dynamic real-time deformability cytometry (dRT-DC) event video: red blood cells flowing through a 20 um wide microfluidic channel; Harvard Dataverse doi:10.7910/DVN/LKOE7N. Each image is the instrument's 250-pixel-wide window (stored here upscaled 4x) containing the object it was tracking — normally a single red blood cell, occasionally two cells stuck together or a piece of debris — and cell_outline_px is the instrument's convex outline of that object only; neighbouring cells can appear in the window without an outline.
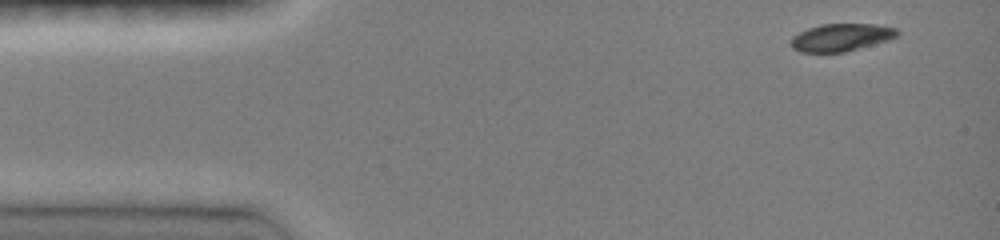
{"species": "common noctule bat (a hibernating species)", "species_latin": "Nyctalus noctula", "temperature_condition": "room temperature", "stored_images_in_passage": 5, "camera_frame_rate_fps": 3000, "um_per_image_px": 0.085, "animal": {"sex": "female", "body_mass_g": 19.0, "forearm_length_mm": 51.5}, "frame": {"image": 1, "passage_image": 1, "time_ms": 0.0, "image_size_px": [1000, 240], "cell_outline_px": [[900, 32], [896, 36], [888, 40], [844, 52], [800, 52], [792, 48], [792, 36], [808, 28], [820, 24], [876, 24], [896, 28]], "centroid_in_image_um": [71.5, 3.17], "position_along_channel_um": 13.5, "area_um2": 16.94}}
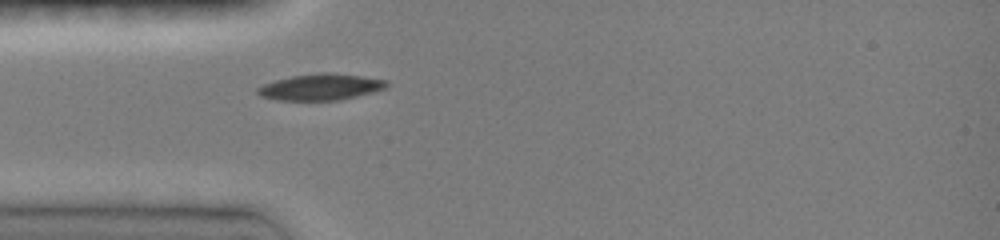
{"frame": {"image": 2, "passage_image": 5, "time_ms": 3.333, "image_size_px": [1000, 240], "cell_outline_px": [[388, 84], [384, 88], [372, 92], [340, 100], [276, 100], [260, 96], [256, 92], [256, 88], [264, 84], [276, 80], [292, 76], [320, 72], [328, 72], [360, 76], [388, 80]], "centroid_in_image_um": [27.23, 7.39], "position_along_channel_um": 57.8, "area_um2": 19.65}}